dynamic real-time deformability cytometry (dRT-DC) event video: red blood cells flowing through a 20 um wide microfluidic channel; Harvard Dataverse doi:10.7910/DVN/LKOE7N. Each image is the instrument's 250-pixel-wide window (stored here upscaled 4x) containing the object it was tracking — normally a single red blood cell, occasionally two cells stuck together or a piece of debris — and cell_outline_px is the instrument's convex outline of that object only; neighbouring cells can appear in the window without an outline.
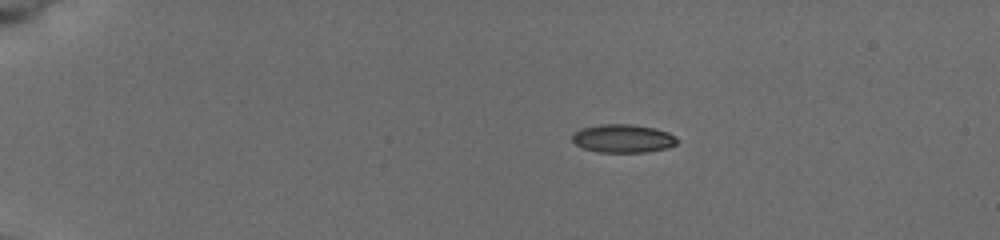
{"species": "common noctule bat (a hibernating species)", "species_latin": "Nyctalus noctula", "temperature_condition": "cold", "stored_images_in_passage": 12, "camera_frame_rate_fps": 3000, "um_per_image_px": 0.085, "animal": {"sex": "female", "body_mass_g": 19.5, "forearm_length_mm": 54.1}, "frame": {"image": 1, "passage_image": 1, "time_ms": 0.0, "image_size_px": [1000, 240], "cell_outline_px": [[680, 140], [676, 144], [668, 148], [644, 152], [596, 152], [584, 148], [576, 144], [572, 140], [572, 136], [576, 132], [584, 128], [600, 124], [632, 124], [656, 128], [668, 132], [676, 136]], "centroid_in_image_um": [53.01, 11.77], "position_along_channel_um": 32.0, "area_um2": 17.34}}
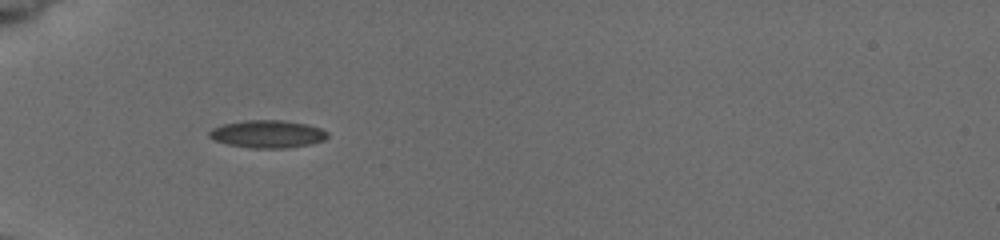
{"frame": {"image": 2, "passage_image": 11, "time_ms": 2.667, "image_size_px": [1000, 240], "cell_outline_px": [[328, 136], [324, 140], [308, 144], [288, 148], [252, 148], [228, 144], [216, 140], [208, 136], [208, 132], [212, 128], [220, 124], [244, 120], [284, 120], [308, 124], [320, 128], [328, 132]], "centroid_in_image_um": [22.73, 11.38], "position_along_channel_um": 62.3, "area_um2": 19.13}}